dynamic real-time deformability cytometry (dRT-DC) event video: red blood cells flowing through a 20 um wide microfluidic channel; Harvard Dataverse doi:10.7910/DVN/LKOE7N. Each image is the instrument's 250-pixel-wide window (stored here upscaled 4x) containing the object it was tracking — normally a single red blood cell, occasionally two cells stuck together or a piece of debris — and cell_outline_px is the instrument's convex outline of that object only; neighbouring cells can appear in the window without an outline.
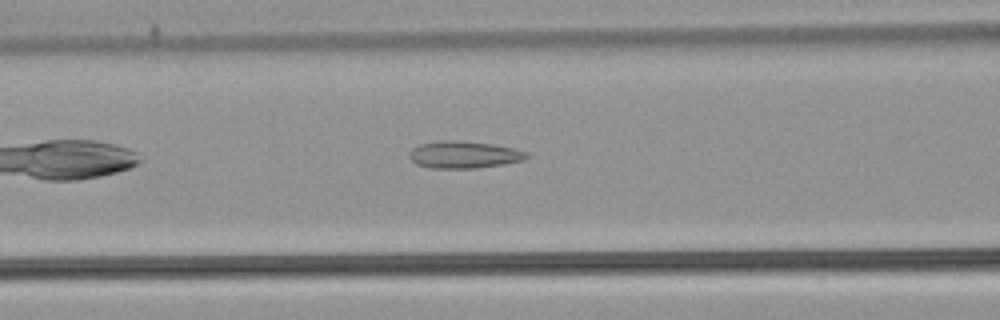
{"species": "common noctule bat (a hibernating species)", "species_latin": "Nyctalus noctula", "temperature_condition": "warm", "stored_images_in_passage": 38, "camera_frame_rate_fps": 3000, "um_per_image_px": 0.085, "animal": {"sex": "male", "body_mass_g": 21.5, "forearm_length_mm": 52.0}, "frame": {"image": 1, "passage_image": 8, "time_ms": 2.333, "image_size_px": [1000, 320], "cell_outline_px": [[528, 156], [524, 160], [504, 164], [476, 168], [428, 168], [416, 164], [408, 156], [408, 152], [412, 148], [420, 144], [440, 140], [456, 140], [492, 144], [512, 148], [528, 152]], "centroid_in_image_um": [39.39, 13.15], "position_along_channel_um": 127.2, "area_um2": 18.61}}
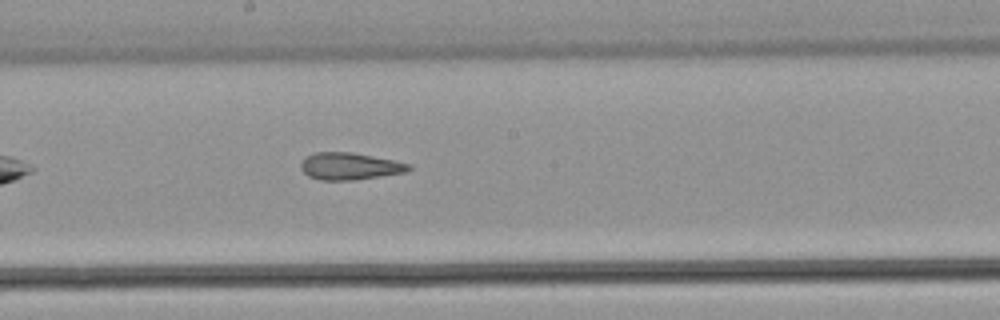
{"frame": {"image": 2, "passage_image": 15, "time_ms": 4.667, "image_size_px": [1000, 320], "cell_outline_px": [[412, 168], [404, 172], [356, 180], [320, 180], [308, 176], [300, 168], [300, 164], [304, 156], [316, 152], [352, 152], [412, 164]], "centroid_in_image_um": [29.68, 14.12], "position_along_channel_um": 218.5, "area_um2": 17.05}}
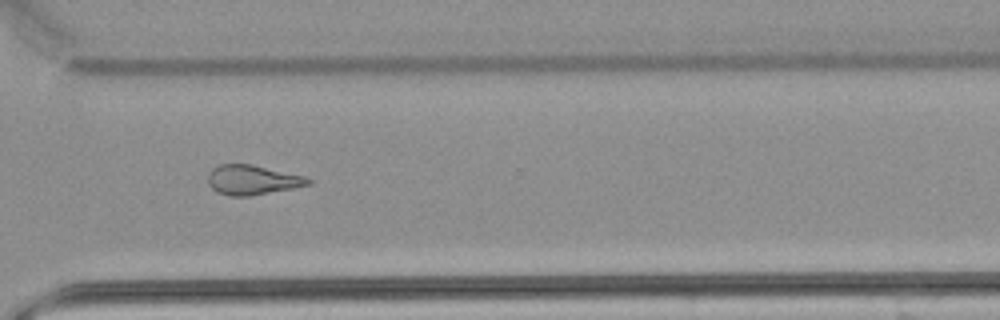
{"frame": {"image": 3, "passage_image": 25, "time_ms": 8.0, "image_size_px": [1000, 320], "cell_outline_px": [[312, 184], [292, 188], [248, 196], [228, 196], [216, 192], [208, 184], [208, 172], [212, 168], [220, 164], [252, 164], [304, 176], [312, 180]], "centroid_in_image_um": [21.42, 15.29], "position_along_channel_um": 349.2, "area_um2": 17.34}, "authors_computed_cell_mechanics": {"area_um2": 18.1492, "velocity_mm_per_s": 3.9173, "shape_relaxation_time_tau1_ms": null, "shape_relaxation_time_tau2_ms": 3.4246, "deformation_change_tau1": null, "deformation_change_tau2": 0.1395}}